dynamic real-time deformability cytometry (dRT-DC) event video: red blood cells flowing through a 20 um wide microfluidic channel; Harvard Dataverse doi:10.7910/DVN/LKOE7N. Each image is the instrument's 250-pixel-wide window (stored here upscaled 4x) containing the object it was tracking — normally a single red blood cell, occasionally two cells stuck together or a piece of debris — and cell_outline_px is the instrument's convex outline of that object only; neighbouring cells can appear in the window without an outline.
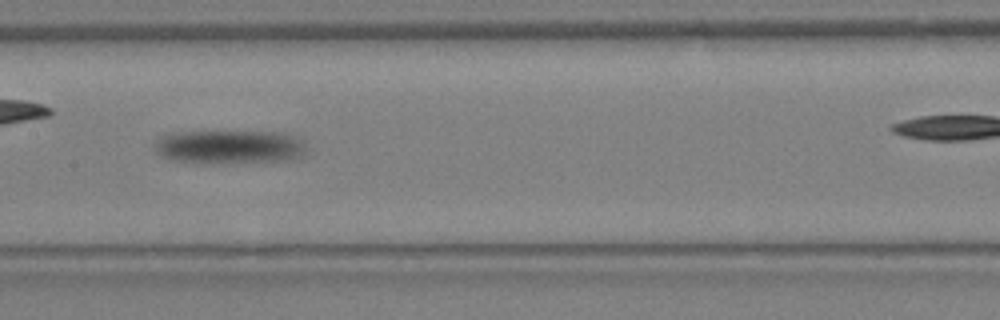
{"species": "Egyptian fruit bat (a non-hibernating species)", "species_latin": "Rousettus aegyptiacus", "temperature_condition": "warm", "stored_images_in_passage": 20, "camera_frame_rate_fps": 3000, "um_per_image_px": 0.085, "animal": {"sex": "female"}, "frame": {"image": 1, "passage_image": 15, "time_ms": 4.667, "image_size_px": [1000, 320], "cell_outline_px": [[308, 152], [304, 156], [288, 160], [172, 160], [160, 156], [152, 148], [152, 144], [160, 136], [172, 132], [284, 132], [296, 136], [304, 140]], "centroid_in_image_um": [19.54, 12.42], "position_along_channel_um": 187.9, "area_um2": 28.96}}
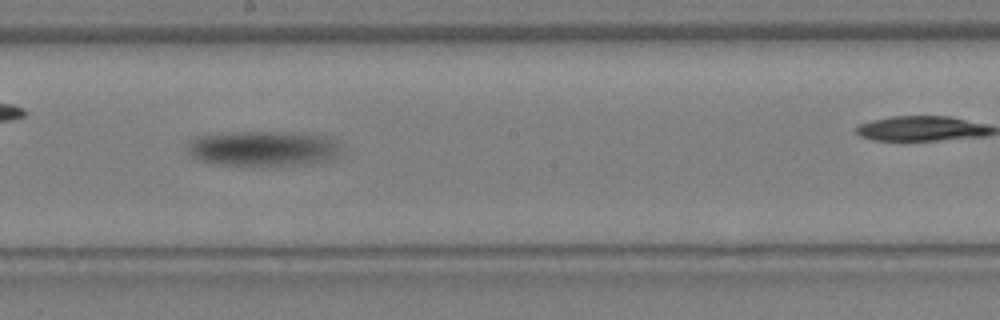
{"frame": {"image": 2, "passage_image": 17, "time_ms": 5.333, "image_size_px": [1000, 320], "cell_outline_px": [[340, 152], [336, 156], [328, 160], [308, 164], [212, 164], [200, 160], [192, 156], [188, 152], [188, 144], [196, 136], [236, 132], [280, 132], [324, 136], [332, 140], [336, 144]], "centroid_in_image_um": [22.31, 12.61], "position_along_channel_um": 225.9, "area_um2": 30.63}}